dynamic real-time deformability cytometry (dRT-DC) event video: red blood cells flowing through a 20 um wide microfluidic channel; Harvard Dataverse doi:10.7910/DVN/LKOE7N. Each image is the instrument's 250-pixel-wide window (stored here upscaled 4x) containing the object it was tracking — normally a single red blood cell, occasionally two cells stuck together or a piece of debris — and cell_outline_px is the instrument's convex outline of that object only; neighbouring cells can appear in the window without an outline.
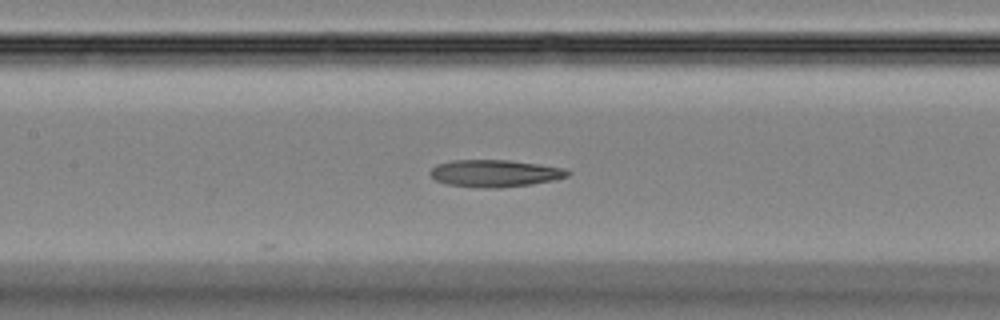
{"species": "Egyptian fruit bat (a non-hibernating species)", "species_latin": "Rousettus aegyptiacus", "temperature_condition": "room temperature", "stored_images_in_passage": 16, "camera_frame_rate_fps": 3000, "um_per_image_px": 0.085, "animal": {"sex": "female"}, "frame": {"image": 1, "passage_image": 9, "time_ms": 2.667, "image_size_px": [1000, 320], "cell_outline_px": [[572, 172], [568, 176], [552, 180], [532, 184], [496, 188], [480, 188], [448, 184], [436, 180], [428, 172], [436, 164], [452, 160], [508, 160], [540, 164], [564, 168]], "centroid_in_image_um": [42.06, 14.73], "position_along_channel_um": 165.3, "area_um2": 21.73}}
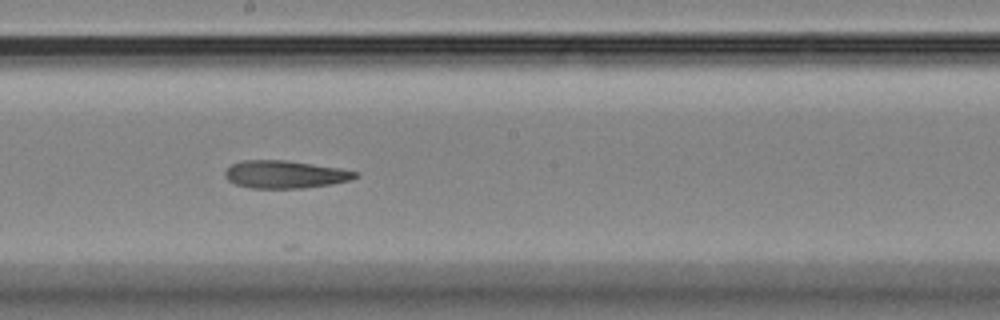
{"frame": {"image": 2, "passage_image": 13, "time_ms": 4.0, "image_size_px": [1000, 320], "cell_outline_px": [[360, 176], [352, 180], [332, 184], [304, 188], [252, 188], [236, 184], [228, 180], [224, 176], [224, 172], [232, 164], [244, 160], [284, 160], [340, 168], [360, 172]], "centroid_in_image_um": [24.28, 14.83], "position_along_channel_um": 223.9, "area_um2": 21.1}}